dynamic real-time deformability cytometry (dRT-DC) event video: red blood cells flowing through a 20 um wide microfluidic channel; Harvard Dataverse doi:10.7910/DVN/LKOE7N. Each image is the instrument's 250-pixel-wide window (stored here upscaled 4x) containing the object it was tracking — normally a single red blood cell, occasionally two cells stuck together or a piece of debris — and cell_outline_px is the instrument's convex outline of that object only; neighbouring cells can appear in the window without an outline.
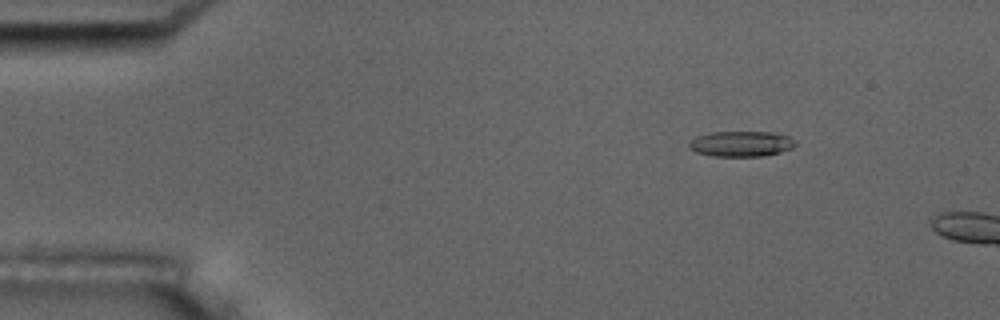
{"species": "common noctule bat (a hibernating species)", "species_latin": "Nyctalus noctula", "temperature_condition": "room temperature", "stored_images_in_passage": 2, "camera_frame_rate_fps": 3000, "um_per_image_px": 0.085, "animal": {"sex": "male", "body_mass_g": 17.5, "forearm_length_mm": 52.3}, "frame": {"image": 1, "passage_image": 1, "time_ms": 0.0, "image_size_px": [1000, 320], "cell_outline_px": [[796, 144], [792, 148], [780, 152], [764, 156], [712, 156], [696, 152], [688, 148], [688, 144], [696, 136], [712, 132], [772, 132], [788, 136], [796, 140]], "centroid_in_image_um": [63.0, 12.22], "position_along_channel_um": 22.0, "area_um2": 15.84}}